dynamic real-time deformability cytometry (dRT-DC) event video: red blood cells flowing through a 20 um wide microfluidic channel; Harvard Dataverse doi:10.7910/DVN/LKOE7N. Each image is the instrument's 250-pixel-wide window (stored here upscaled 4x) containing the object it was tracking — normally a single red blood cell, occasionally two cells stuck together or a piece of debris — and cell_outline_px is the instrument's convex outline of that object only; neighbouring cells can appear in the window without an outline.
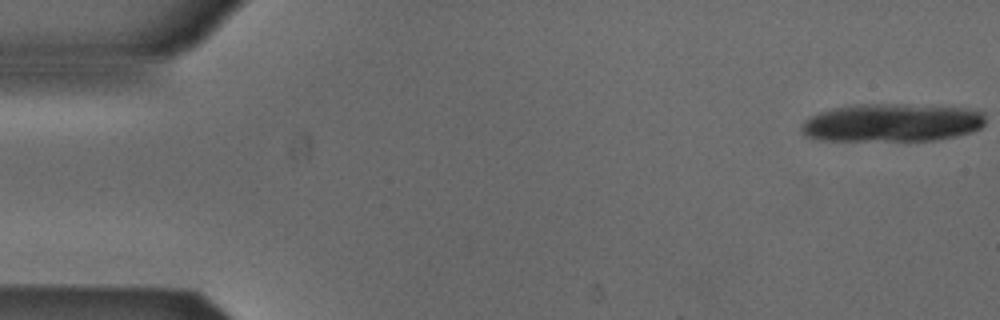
{"species": "Egyptian fruit bat (a non-hibernating species)", "species_latin": "Rousettus aegyptiacus", "temperature_condition": "cold", "stored_images_in_passage": 18, "camera_frame_rate_fps": 3000, "um_per_image_px": 0.085, "animal": {"sex": "male"}, "frame": {"image": 1, "passage_image": 1, "time_ms": 0.0, "image_size_px": [1000, 320], "cell_outline_px": [[984, 124], [980, 128], [972, 132], [956, 136], [936, 140], [812, 140], [804, 136], [800, 132], [800, 128], [804, 120], [820, 112], [832, 108], [856, 104], [904, 104], [968, 108], [984, 112]], "centroid_in_image_um": [75.78, 10.43], "position_along_channel_um": 9.2, "area_um2": 41.15}}